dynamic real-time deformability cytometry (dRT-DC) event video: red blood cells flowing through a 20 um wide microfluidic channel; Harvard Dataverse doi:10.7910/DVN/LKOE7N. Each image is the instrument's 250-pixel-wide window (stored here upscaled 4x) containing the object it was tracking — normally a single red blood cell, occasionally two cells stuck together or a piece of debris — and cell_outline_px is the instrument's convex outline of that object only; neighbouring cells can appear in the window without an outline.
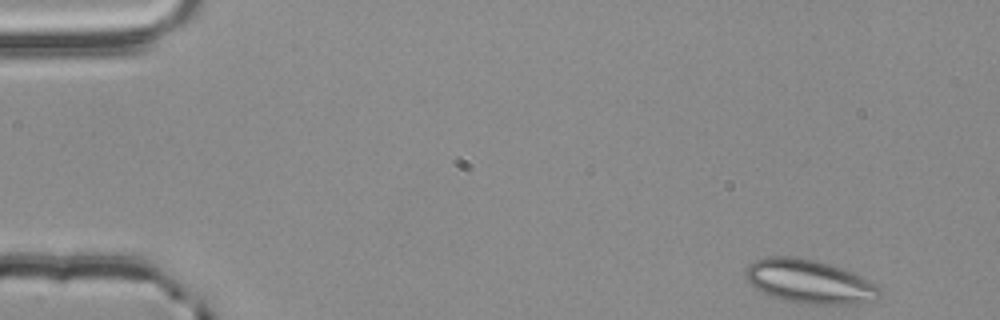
{"species": "common noctule bat (a hibernating species)", "species_latin": "Nyctalus noctula", "temperature_condition": "room temperature", "stored_images_in_passage": 52, "camera_frame_rate_fps": 3000, "um_per_image_px": 0.085, "animal": {"sex": "male", "body_mass_g": 20.4}, "frame": {"image": 1, "passage_image": 1, "time_ms": 0.0, "image_size_px": [1000, 320], "cell_outline_px": [[880, 296], [876, 300], [856, 304], [800, 304], [780, 300], [748, 284], [744, 276], [744, 272], [748, 264], [756, 260], [768, 256], [796, 256], [828, 264], [852, 272], [876, 284], [880, 288]], "centroid_in_image_um": [68.76, 23.94], "position_along_channel_um": 16.2, "area_um2": 34.39}}
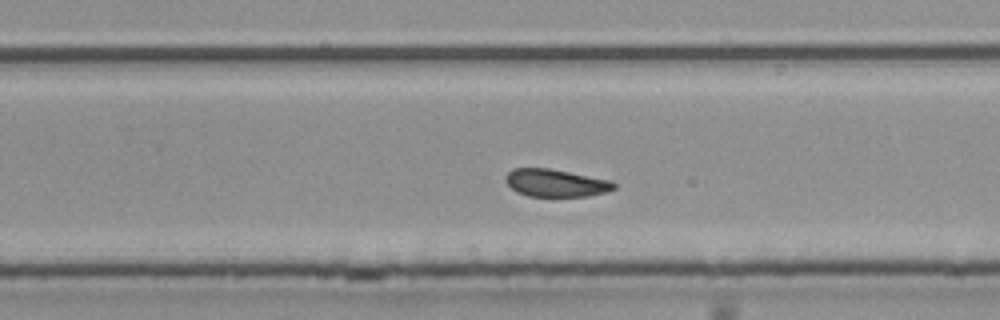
{"frame": {"image": 2, "passage_image": 32, "time_ms": 10.333, "image_size_px": [1000, 320], "cell_outline_px": [[616, 188], [608, 192], [588, 196], [528, 196], [516, 192], [504, 180], [504, 176], [512, 168], [548, 168], [612, 180], [616, 184]], "centroid_in_image_um": [47.24, 15.55], "position_along_channel_um": 282.6, "area_um2": 17.57}}
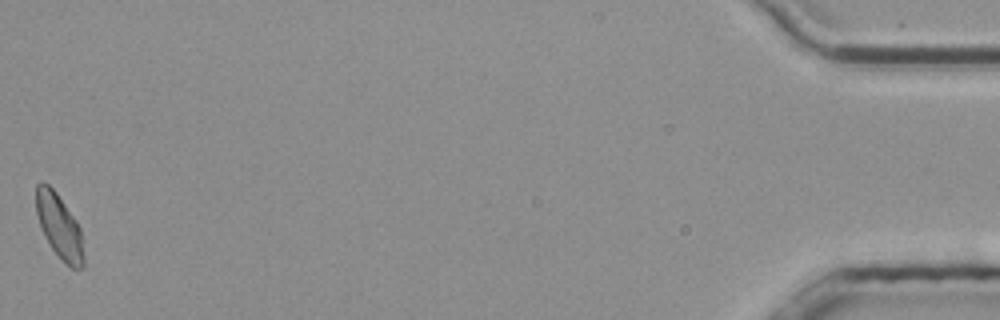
{"frame": {"image": 3, "passage_image": 52, "time_ms": 17.0, "image_size_px": [1000, 320], "cell_outline_px": [[84, 268], [72, 268], [52, 248], [44, 236], [36, 212], [36, 184], [40, 180], [44, 180], [56, 192], [80, 228], [84, 256]], "centroid_in_image_um": [5.02, 19.2], "position_along_channel_um": 430.2, "area_um2": 17.46}, "authors_computed_cell_mechanics": {"area_um2": 18.3515, "velocity_mm_per_s": 3.7517, "shape_relaxation_time_tau1_ms": null, "shape_relaxation_time_tau2_ms": 1.2402, "deformation_change_tau1": null, "deformation_change_tau2": 0.0494}}